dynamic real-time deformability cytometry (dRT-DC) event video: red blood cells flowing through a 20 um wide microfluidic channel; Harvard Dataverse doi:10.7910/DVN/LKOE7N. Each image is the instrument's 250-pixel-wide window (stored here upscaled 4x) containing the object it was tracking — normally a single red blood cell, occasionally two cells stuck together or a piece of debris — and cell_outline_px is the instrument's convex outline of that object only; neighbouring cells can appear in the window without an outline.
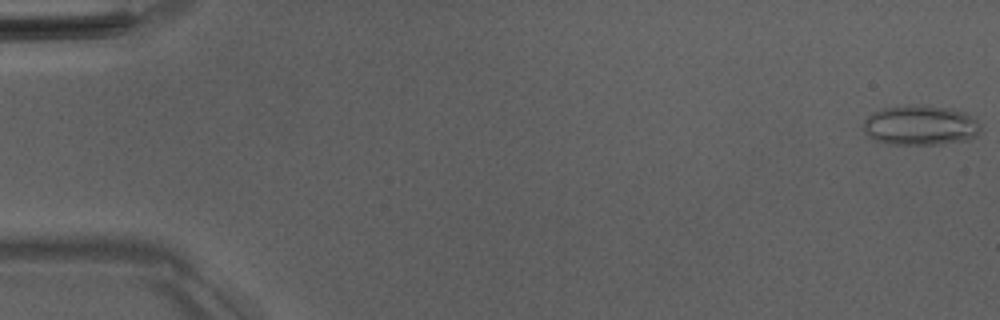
{"species": "Egyptian fruit bat (a non-hibernating species)", "species_latin": "Rousettus aegyptiacus", "temperature_condition": "room temperature", "stored_images_in_passage": 52, "camera_frame_rate_fps": 3000, "um_per_image_px": 0.085, "animal": {"sex": "male"}, "frame": {"image": 1, "passage_image": 1, "time_ms": 0.0, "image_size_px": [1000, 320], "cell_outline_px": [[980, 132], [976, 136], [964, 140], [940, 144], [888, 144], [872, 140], [864, 132], [864, 120], [872, 112], [884, 108], [904, 104], [924, 104], [948, 108], [964, 112], [972, 116], [980, 124]], "centroid_in_image_um": [78.2, 10.63], "position_along_channel_um": 6.8, "area_um2": 27.63}}
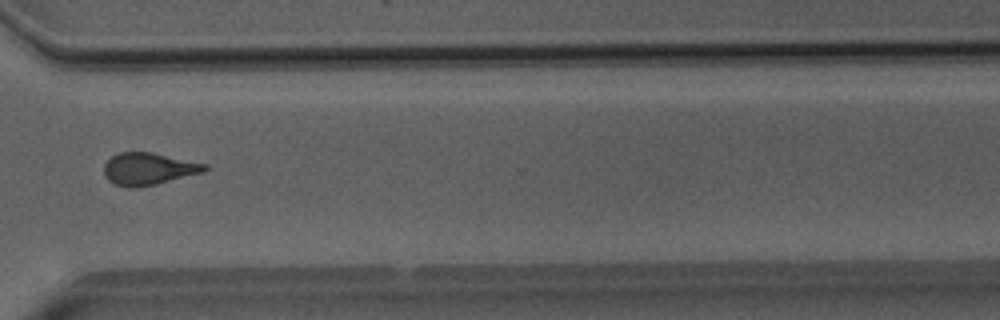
{"frame": {"image": 2, "passage_image": 39, "time_ms": 12.667, "image_size_px": [1000, 320], "cell_outline_px": [[208, 168], [204, 172], [156, 184], [132, 188], [128, 188], [116, 184], [108, 180], [104, 172], [104, 164], [112, 156], [120, 152], [152, 152], [208, 164]], "centroid_in_image_um": [12.64, 14.34], "position_along_channel_um": 358.0, "area_um2": 18.84}}
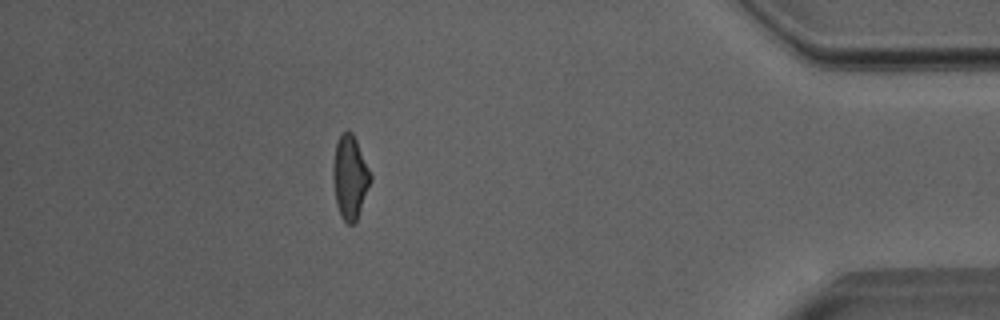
{"frame": {"image": 3, "passage_image": 46, "time_ms": 15.0, "image_size_px": [1000, 320], "cell_outline_px": [[372, 180], [356, 220], [352, 224], [348, 224], [340, 216], [336, 204], [332, 176], [332, 168], [336, 140], [340, 132], [352, 132], [356, 140], [372, 176]], "centroid_in_image_um": [29.72, 15.05], "position_along_channel_um": 405.5, "area_um2": 18.26}, "authors_computed_cell_mechanics": {"area_um2": 19.074, "velocity_mm_per_s": 4.0334, "shape_relaxation_time_tau1_ms": 10.2358, "shape_relaxation_time_tau2_ms": 1.4106, "deformation_change_tau1": 0.2407, "deformation_change_tau2": 0.1078}}